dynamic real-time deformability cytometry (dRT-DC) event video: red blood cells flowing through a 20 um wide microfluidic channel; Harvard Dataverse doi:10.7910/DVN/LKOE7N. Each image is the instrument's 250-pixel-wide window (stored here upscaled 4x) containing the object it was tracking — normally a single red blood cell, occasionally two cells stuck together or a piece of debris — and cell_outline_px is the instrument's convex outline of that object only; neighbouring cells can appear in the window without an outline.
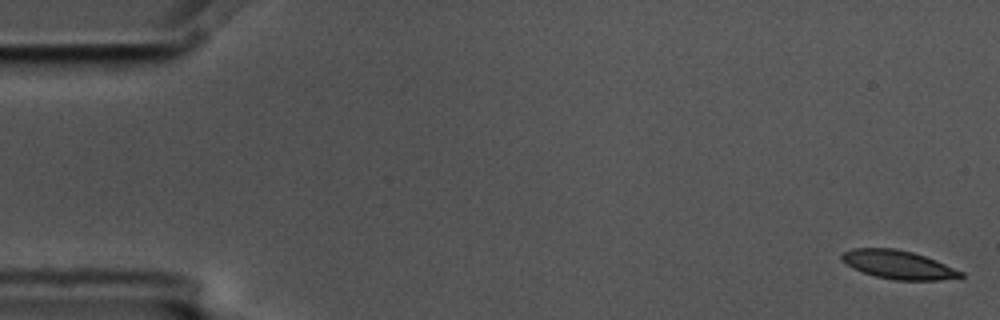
{"species": "common noctule bat (a hibernating species)", "species_latin": "Nyctalus noctula", "temperature_condition": "cold", "stored_images_in_passage": 8, "camera_frame_rate_fps": 3000, "um_per_image_px": 0.085, "animal": {"sex": "male", "body_mass_g": 17.5, "forearm_length_mm": 52.3}, "frame": {"image": 1, "passage_image": 1, "time_ms": 0.0, "image_size_px": [1000, 320], "cell_outline_px": [[964, 276], [940, 280], [896, 280], [876, 276], [852, 268], [840, 260], [840, 256], [844, 252], [852, 248], [896, 248], [912, 252], [936, 260], [964, 272]], "centroid_in_image_um": [76.34, 22.49], "position_along_channel_um": 8.7, "area_um2": 19.71}}
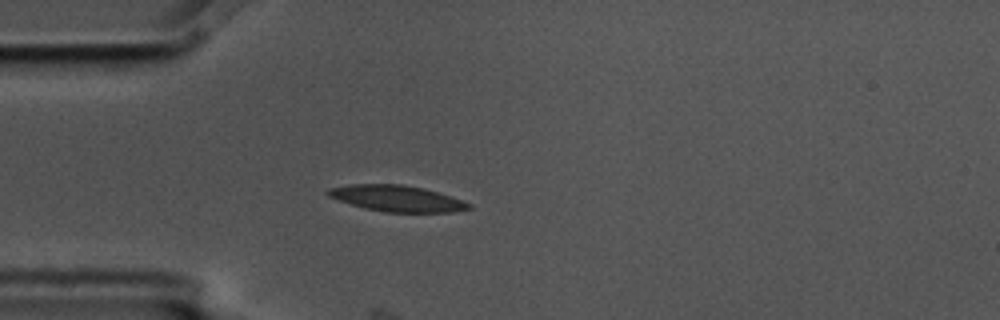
{"frame": {"image": 2, "passage_image": 5, "time_ms": 1.333, "image_size_px": [1000, 320], "cell_outline_px": [[472, 208], [452, 212], [384, 212], [364, 208], [328, 196], [324, 192], [328, 188], [352, 184], [400, 184], [420, 188], [452, 196], [472, 204]], "centroid_in_image_um": [33.73, 16.87], "position_along_channel_um": 51.3, "area_um2": 21.27}}